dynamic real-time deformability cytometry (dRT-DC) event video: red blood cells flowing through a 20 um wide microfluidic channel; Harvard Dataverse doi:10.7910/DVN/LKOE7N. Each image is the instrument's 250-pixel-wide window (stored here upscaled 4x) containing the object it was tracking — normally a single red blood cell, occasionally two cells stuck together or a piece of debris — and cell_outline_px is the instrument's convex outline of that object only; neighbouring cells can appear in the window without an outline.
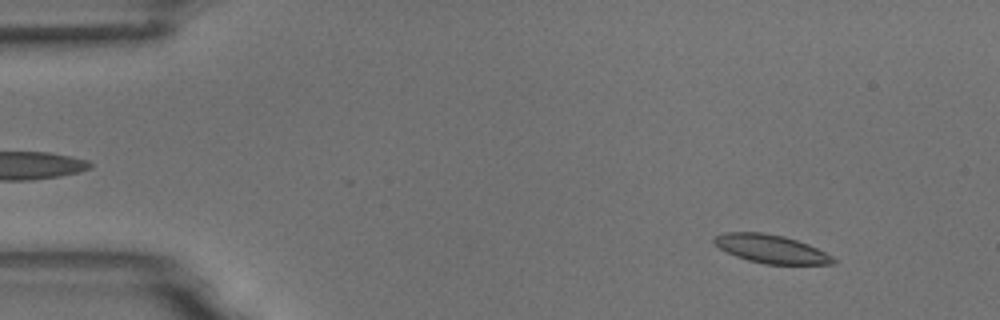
{"species": "common noctule bat (a hibernating species)", "species_latin": "Nyctalus noctula", "temperature_condition": "room temperature", "stored_images_in_passage": 4, "camera_frame_rate_fps": 3000, "um_per_image_px": 0.085, "animal": {"sex": "male", "body_mass_g": 18.8}, "frame": {"image": 1, "passage_image": 1, "time_ms": 0.0, "image_size_px": [1000, 320], "cell_outline_px": [[836, 264], [764, 264], [748, 260], [736, 256], [720, 248], [712, 240], [716, 236], [724, 232], [760, 232], [784, 236], [808, 244], [832, 256], [836, 260]], "centroid_in_image_um": [65.55, 21.16], "position_along_channel_um": 19.5, "area_um2": 19.48}}
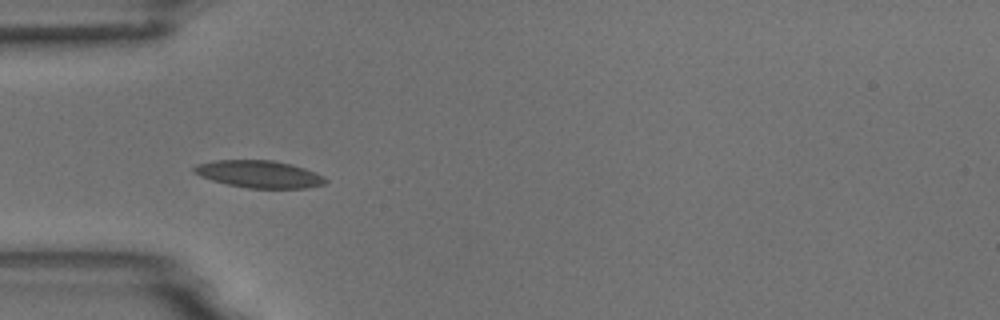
{"frame": {"image": 2, "passage_image": 4, "time_ms": 3.667, "image_size_px": [1000, 320], "cell_outline_px": [[328, 180], [324, 184], [308, 188], [248, 188], [228, 184], [212, 180], [200, 176], [192, 172], [192, 168], [196, 164], [216, 160], [272, 160], [292, 164], [316, 172], [324, 176]], "centroid_in_image_um": [22.03, 14.8], "position_along_channel_um": 63.0, "area_um2": 20.98}}